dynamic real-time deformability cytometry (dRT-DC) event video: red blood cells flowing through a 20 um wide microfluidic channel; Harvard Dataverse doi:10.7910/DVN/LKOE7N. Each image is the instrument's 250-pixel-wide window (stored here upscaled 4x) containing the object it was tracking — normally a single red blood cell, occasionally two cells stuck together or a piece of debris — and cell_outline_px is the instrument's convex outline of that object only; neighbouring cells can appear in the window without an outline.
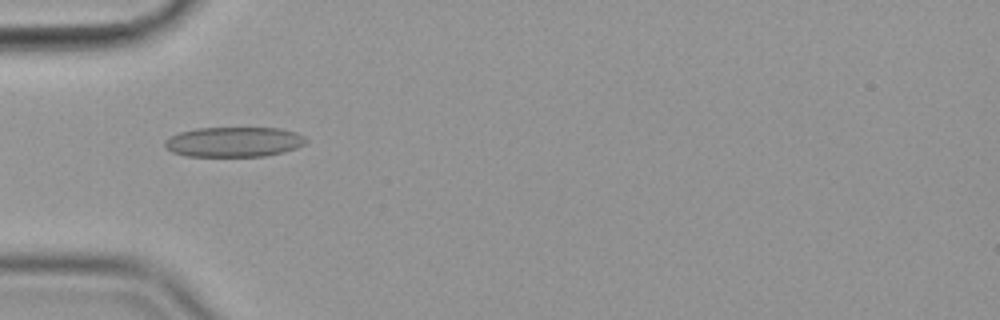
{"species": "common noctule bat (a hibernating species)", "species_latin": "Nyctalus noctula", "temperature_condition": "cold", "stored_images_in_passage": 43, "camera_frame_rate_fps": 3000, "um_per_image_px": 0.085, "animal": {"sex": "female", "body_mass_g": 19.9}, "frame": {"image": 1, "passage_image": 5, "time_ms": 1.333, "image_size_px": [1000, 320], "cell_outline_px": [[308, 140], [304, 144], [296, 148], [284, 152], [264, 156], [184, 156], [172, 152], [164, 144], [164, 140], [180, 132], [196, 128], [280, 128], [296, 132], [304, 136]], "centroid_in_image_um": [19.9, 12.06], "position_along_channel_um": 65.1, "area_um2": 24.68}}
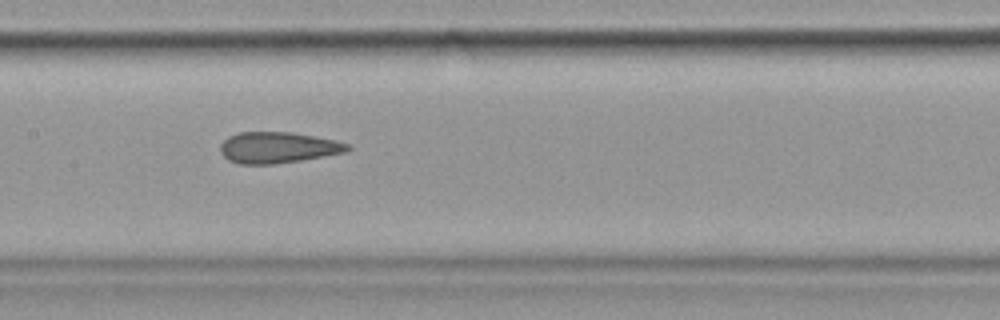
{"frame": {"image": 2, "passage_image": 15, "time_ms": 4.667, "image_size_px": [1000, 320], "cell_outline_px": [[352, 148], [348, 152], [300, 160], [272, 164], [240, 164], [228, 160], [220, 152], [220, 144], [228, 136], [240, 132], [292, 132], [332, 140], [348, 144]], "centroid_in_image_um": [23.59, 12.54], "position_along_channel_um": 183.8, "area_um2": 22.95}}
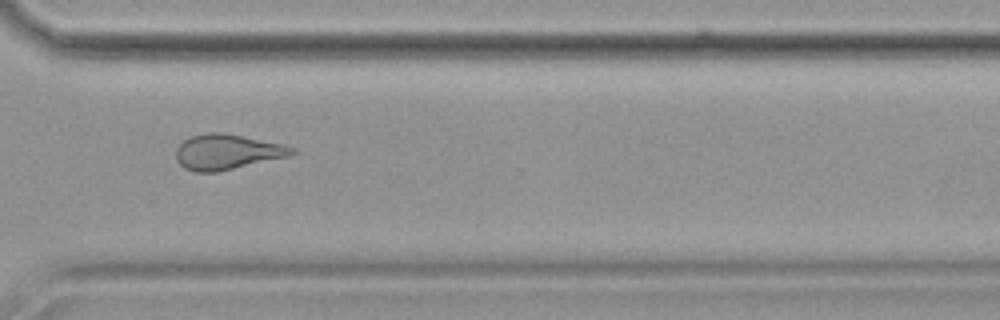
{"frame": {"image": 3, "passage_image": 29, "time_ms": 9.333, "image_size_px": [1000, 320], "cell_outline_px": [[296, 152], [288, 156], [216, 172], [196, 172], [184, 168], [176, 160], [176, 148], [184, 140], [192, 136], [208, 132], [224, 132], [284, 144], [296, 148]], "centroid_in_image_um": [19.29, 12.9], "position_along_channel_um": 351.3, "area_um2": 23.76}, "authors_computed_cell_mechanics": {"area_um2": 23.9292, "velocity_mm_per_s": 3.5926, "shape_relaxation_time_tau1_ms": null, "shape_relaxation_time_tau2_ms": 1.6187, "deformation_change_tau1": null, "deformation_change_tau2": 0.1052}}